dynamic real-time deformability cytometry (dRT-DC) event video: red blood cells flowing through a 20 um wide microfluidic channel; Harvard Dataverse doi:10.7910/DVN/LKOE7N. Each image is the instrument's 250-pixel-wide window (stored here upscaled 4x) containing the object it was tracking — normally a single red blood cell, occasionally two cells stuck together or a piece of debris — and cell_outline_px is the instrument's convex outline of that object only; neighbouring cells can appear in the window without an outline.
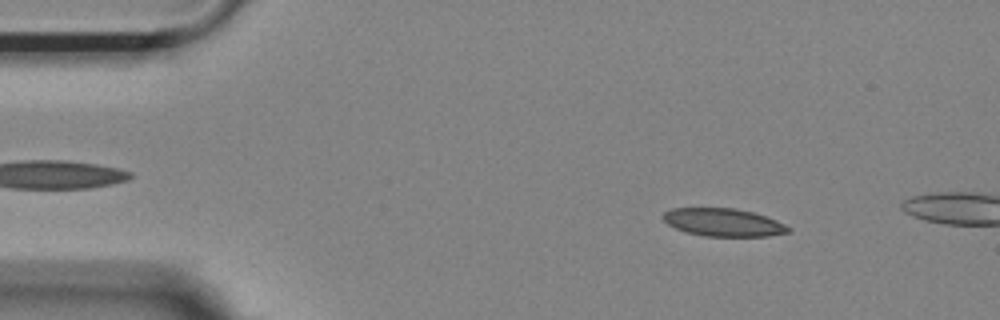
{"species": "Egyptian fruit bat (a non-hibernating species)", "species_latin": "Rousettus aegyptiacus", "temperature_condition": "room temperature", "stored_images_in_passage": 11, "camera_frame_rate_fps": 3000, "um_per_image_px": 0.085, "animal": {"sex": "female"}, "frame": {"image": 1, "passage_image": 7, "time_ms": 2.0, "image_size_px": [1000, 320], "cell_outline_px": [[792, 232], [768, 236], [704, 236], [688, 232], [676, 228], [668, 224], [660, 216], [664, 212], [672, 208], [732, 208], [752, 212], [776, 220], [792, 228]], "centroid_in_image_um": [61.49, 18.9], "position_along_channel_um": 23.5, "area_um2": 20.29}}